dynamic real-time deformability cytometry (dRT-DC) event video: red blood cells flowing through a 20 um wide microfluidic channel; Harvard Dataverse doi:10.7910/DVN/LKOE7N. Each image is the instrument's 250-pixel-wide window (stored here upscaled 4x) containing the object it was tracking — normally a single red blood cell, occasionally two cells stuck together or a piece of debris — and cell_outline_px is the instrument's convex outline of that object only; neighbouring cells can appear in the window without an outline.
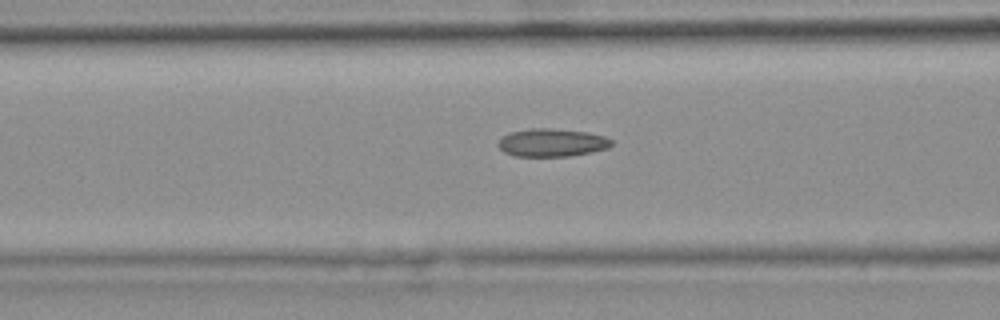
{"species": "common noctule bat (a hibernating species)", "species_latin": "Nyctalus noctula", "temperature_condition": "warm", "stored_images_in_passage": 49, "camera_frame_rate_fps": 3000, "um_per_image_px": 0.085, "animal": {"sex": "female", "body_mass_g": 25.1}, "frame": {"image": 1, "passage_image": 22, "time_ms": 7.0, "image_size_px": [1000, 320], "cell_outline_px": [[612, 144], [608, 148], [592, 152], [568, 156], [516, 156], [504, 152], [496, 144], [500, 136], [508, 132], [532, 128], [552, 128], [588, 132], [604, 136], [612, 140]], "centroid_in_image_um": [46.87, 12.11], "position_along_channel_um": 119.7, "area_um2": 18.67}, "authors_computed_cell_mechanics": {"area_um2": 18.0914, "velocity_mm_per_s": 3.7721, "shape_relaxation_time_tau1_ms": 9.1003, "shape_relaxation_time_tau2_ms": 2.3029, "deformation_change_tau1": 0.2072, "deformation_change_tau2": 0.1011}}